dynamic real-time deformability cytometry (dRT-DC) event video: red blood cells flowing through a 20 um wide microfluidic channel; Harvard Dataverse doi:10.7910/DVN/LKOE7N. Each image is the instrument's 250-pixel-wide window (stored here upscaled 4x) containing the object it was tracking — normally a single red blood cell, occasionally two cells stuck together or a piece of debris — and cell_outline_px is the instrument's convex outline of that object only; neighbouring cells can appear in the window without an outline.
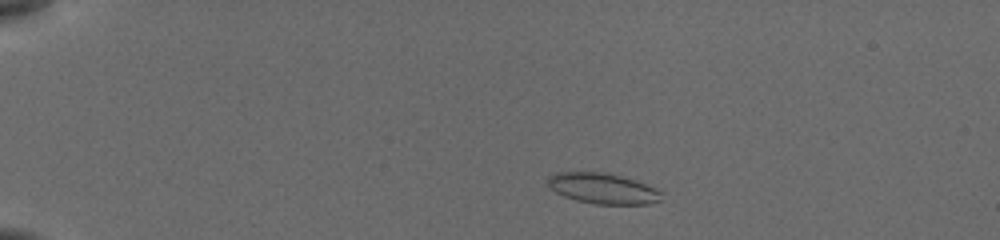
{"species": "common noctule bat (a hibernating species)", "species_latin": "Nyctalus noctula", "temperature_condition": "cold", "stored_images_in_passage": 49, "camera_frame_rate_fps": 3000, "um_per_image_px": 0.085, "animal": {"sex": "female", "body_mass_g": 19.5, "forearm_length_mm": 54.1}, "frame": {"image": 1, "passage_image": 6, "time_ms": 1.667, "image_size_px": [1000, 240], "cell_outline_px": [[660, 200], [648, 204], [596, 204], [576, 200], [564, 196], [556, 192], [548, 184], [548, 176], [556, 172], [604, 172], [636, 180], [656, 188], [660, 192]], "centroid_in_image_um": [51.22, 16.01], "position_along_channel_um": 33.8, "area_um2": 20.11}}
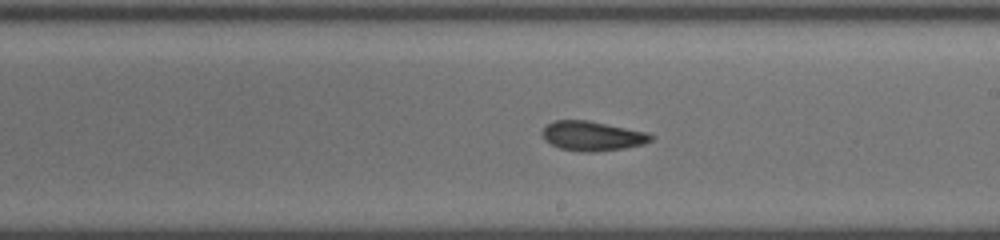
{"frame": {"image": 2, "passage_image": 28, "time_ms": 9.0, "image_size_px": [1000, 240], "cell_outline_px": [[656, 136], [652, 140], [644, 144], [624, 148], [596, 152], [580, 152], [560, 148], [544, 140], [540, 132], [552, 120], [588, 120], [648, 132]], "centroid_in_image_um": [50.36, 11.56], "position_along_channel_um": 238.6, "area_um2": 18.96}}
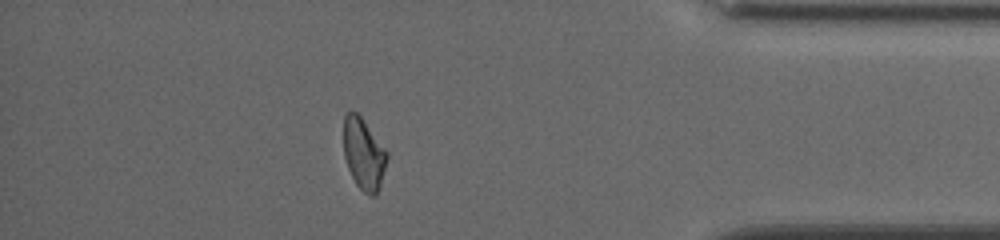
{"frame": {"image": 3, "passage_image": 43, "time_ms": 14.0, "image_size_px": [1000, 240], "cell_outline_px": [[388, 156], [380, 184], [376, 196], [368, 196], [356, 184], [348, 168], [344, 156], [344, 116], [348, 112], [356, 112], [360, 116], [388, 152]], "centroid_in_image_um": [30.91, 13.1], "position_along_channel_um": 404.3, "area_um2": 17.8}, "authors_computed_cell_mechanics": {"area_um2": 19.0162, "velocity_mm_per_s": 3.867, "shape_relaxation_time_tau1_ms": null, "shape_relaxation_time_tau2_ms": 3.79, "deformation_change_tau1": null, "deformation_change_tau2": 0.0954}}